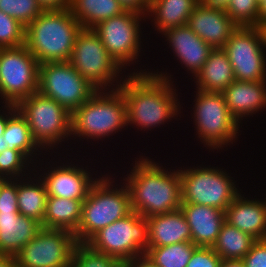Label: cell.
Instances as JSON below:
<instances>
[{
	"mask_svg": "<svg viewBox=\"0 0 266 267\" xmlns=\"http://www.w3.org/2000/svg\"><path fill=\"white\" fill-rule=\"evenodd\" d=\"M139 67L131 69L119 89L126 102L127 125L152 132L155 127L181 118L183 103L178 99L174 76L167 72V68L162 72L159 68L151 71V68L143 70L141 65Z\"/></svg>",
	"mask_w": 266,
	"mask_h": 267,
	"instance_id": "6da1fadb",
	"label": "cell"
},
{
	"mask_svg": "<svg viewBox=\"0 0 266 267\" xmlns=\"http://www.w3.org/2000/svg\"><path fill=\"white\" fill-rule=\"evenodd\" d=\"M151 159L136 157L127 177H121L130 193L132 211L145 218L177 211L182 203L179 167L166 169Z\"/></svg>",
	"mask_w": 266,
	"mask_h": 267,
	"instance_id": "7a4b0ae2",
	"label": "cell"
},
{
	"mask_svg": "<svg viewBox=\"0 0 266 267\" xmlns=\"http://www.w3.org/2000/svg\"><path fill=\"white\" fill-rule=\"evenodd\" d=\"M82 28L68 7L45 9L26 27L25 46L39 64L68 62Z\"/></svg>",
	"mask_w": 266,
	"mask_h": 267,
	"instance_id": "3957f363",
	"label": "cell"
},
{
	"mask_svg": "<svg viewBox=\"0 0 266 267\" xmlns=\"http://www.w3.org/2000/svg\"><path fill=\"white\" fill-rule=\"evenodd\" d=\"M102 174L99 172V179L83 201L81 220L74 234L77 243H86L100 229L132 212L130 193L125 183L120 180L118 184L114 175H109L110 172Z\"/></svg>",
	"mask_w": 266,
	"mask_h": 267,
	"instance_id": "277c9868",
	"label": "cell"
},
{
	"mask_svg": "<svg viewBox=\"0 0 266 267\" xmlns=\"http://www.w3.org/2000/svg\"><path fill=\"white\" fill-rule=\"evenodd\" d=\"M126 127L127 108L120 89L98 90L72 113L71 139L109 140Z\"/></svg>",
	"mask_w": 266,
	"mask_h": 267,
	"instance_id": "5b68a950",
	"label": "cell"
},
{
	"mask_svg": "<svg viewBox=\"0 0 266 267\" xmlns=\"http://www.w3.org/2000/svg\"><path fill=\"white\" fill-rule=\"evenodd\" d=\"M16 106L27 120L33 140L37 145L46 154L47 152L58 153V156H63L55 150L59 147L64 149L65 145L62 143H69L68 140L71 139L72 114L54 99L40 92L29 95Z\"/></svg>",
	"mask_w": 266,
	"mask_h": 267,
	"instance_id": "8992f818",
	"label": "cell"
},
{
	"mask_svg": "<svg viewBox=\"0 0 266 267\" xmlns=\"http://www.w3.org/2000/svg\"><path fill=\"white\" fill-rule=\"evenodd\" d=\"M196 90L191 116L197 140L200 139L201 144L210 149L208 151L217 149V153L226 147L228 149V145H235L240 138L238 136L241 135L240 126L243 125H240L229 112L221 92Z\"/></svg>",
	"mask_w": 266,
	"mask_h": 267,
	"instance_id": "52a82bcc",
	"label": "cell"
},
{
	"mask_svg": "<svg viewBox=\"0 0 266 267\" xmlns=\"http://www.w3.org/2000/svg\"><path fill=\"white\" fill-rule=\"evenodd\" d=\"M196 165L194 163L192 168L179 167L182 203L206 205L225 211L241 192L239 184L225 168L203 163Z\"/></svg>",
	"mask_w": 266,
	"mask_h": 267,
	"instance_id": "ba28073f",
	"label": "cell"
},
{
	"mask_svg": "<svg viewBox=\"0 0 266 267\" xmlns=\"http://www.w3.org/2000/svg\"><path fill=\"white\" fill-rule=\"evenodd\" d=\"M68 62L98 90L118 89L128 74L110 56L92 28L81 29Z\"/></svg>",
	"mask_w": 266,
	"mask_h": 267,
	"instance_id": "9c48e42d",
	"label": "cell"
},
{
	"mask_svg": "<svg viewBox=\"0 0 266 267\" xmlns=\"http://www.w3.org/2000/svg\"><path fill=\"white\" fill-rule=\"evenodd\" d=\"M141 22H146L145 14L125 10L119 15L101 21L92 28L101 39L107 52L123 71L131 65L138 64L141 61L139 56H143L141 55V51H143L141 49L144 48L142 47L143 33L141 31L144 28Z\"/></svg>",
	"mask_w": 266,
	"mask_h": 267,
	"instance_id": "30bf717a",
	"label": "cell"
},
{
	"mask_svg": "<svg viewBox=\"0 0 266 267\" xmlns=\"http://www.w3.org/2000/svg\"><path fill=\"white\" fill-rule=\"evenodd\" d=\"M85 244L96 252L125 262L145 254L148 248V223L135 211L96 232Z\"/></svg>",
	"mask_w": 266,
	"mask_h": 267,
	"instance_id": "8fae6325",
	"label": "cell"
},
{
	"mask_svg": "<svg viewBox=\"0 0 266 267\" xmlns=\"http://www.w3.org/2000/svg\"><path fill=\"white\" fill-rule=\"evenodd\" d=\"M38 78L39 62L25 45L0 48V105H17L38 92Z\"/></svg>",
	"mask_w": 266,
	"mask_h": 267,
	"instance_id": "7c38bea8",
	"label": "cell"
},
{
	"mask_svg": "<svg viewBox=\"0 0 266 267\" xmlns=\"http://www.w3.org/2000/svg\"><path fill=\"white\" fill-rule=\"evenodd\" d=\"M97 91L69 62L39 64L38 92L54 99L71 114Z\"/></svg>",
	"mask_w": 266,
	"mask_h": 267,
	"instance_id": "4fadbf2b",
	"label": "cell"
},
{
	"mask_svg": "<svg viewBox=\"0 0 266 267\" xmlns=\"http://www.w3.org/2000/svg\"><path fill=\"white\" fill-rule=\"evenodd\" d=\"M47 155L48 159L46 158L45 161L41 159L39 163L37 162L34 165V172L43 181L46 188L47 196H54V197L74 199V200H85L86 197L88 196L90 188L100 177L99 175L96 174L98 170L92 171L91 166L89 168V163L88 165H86V167L83 166V164L79 165L78 162L80 160L77 159H76L77 161L76 164H75L76 161H74L73 159L69 162L67 158H65V156L62 157V159L64 158V160H61V158L55 159L54 157H51V160L52 159L55 160L52 162L49 157L53 154L47 153ZM46 160L50 161L48 162ZM63 161L66 163H64ZM57 163L59 165H57ZM37 164L39 165L37 166ZM42 165L43 166L45 165V169Z\"/></svg>",
	"mask_w": 266,
	"mask_h": 267,
	"instance_id": "5bb4252c",
	"label": "cell"
},
{
	"mask_svg": "<svg viewBox=\"0 0 266 267\" xmlns=\"http://www.w3.org/2000/svg\"><path fill=\"white\" fill-rule=\"evenodd\" d=\"M238 81H266V48L260 27L239 26L223 47Z\"/></svg>",
	"mask_w": 266,
	"mask_h": 267,
	"instance_id": "9a60e30c",
	"label": "cell"
},
{
	"mask_svg": "<svg viewBox=\"0 0 266 267\" xmlns=\"http://www.w3.org/2000/svg\"><path fill=\"white\" fill-rule=\"evenodd\" d=\"M76 244L72 232L42 227L15 255L17 267H70Z\"/></svg>",
	"mask_w": 266,
	"mask_h": 267,
	"instance_id": "2e32d148",
	"label": "cell"
},
{
	"mask_svg": "<svg viewBox=\"0 0 266 267\" xmlns=\"http://www.w3.org/2000/svg\"><path fill=\"white\" fill-rule=\"evenodd\" d=\"M160 35L166 38V45L169 44L168 48L173 52V59L176 58L181 67L186 69L188 75L192 74L193 78L201 70L213 50L188 25L169 28Z\"/></svg>",
	"mask_w": 266,
	"mask_h": 267,
	"instance_id": "e0dca14e",
	"label": "cell"
},
{
	"mask_svg": "<svg viewBox=\"0 0 266 267\" xmlns=\"http://www.w3.org/2000/svg\"><path fill=\"white\" fill-rule=\"evenodd\" d=\"M187 25L213 49L223 48L239 27L224 10L200 2L191 13Z\"/></svg>",
	"mask_w": 266,
	"mask_h": 267,
	"instance_id": "ac0fdd59",
	"label": "cell"
},
{
	"mask_svg": "<svg viewBox=\"0 0 266 267\" xmlns=\"http://www.w3.org/2000/svg\"><path fill=\"white\" fill-rule=\"evenodd\" d=\"M244 193V194H242ZM240 192L224 211L225 222L245 232L256 240L266 239V194L265 198L245 197Z\"/></svg>",
	"mask_w": 266,
	"mask_h": 267,
	"instance_id": "d6986e66",
	"label": "cell"
},
{
	"mask_svg": "<svg viewBox=\"0 0 266 267\" xmlns=\"http://www.w3.org/2000/svg\"><path fill=\"white\" fill-rule=\"evenodd\" d=\"M221 94L229 112L240 125L243 119L253 117L259 111L263 113L266 108V81L234 80Z\"/></svg>",
	"mask_w": 266,
	"mask_h": 267,
	"instance_id": "ffe728a7",
	"label": "cell"
},
{
	"mask_svg": "<svg viewBox=\"0 0 266 267\" xmlns=\"http://www.w3.org/2000/svg\"><path fill=\"white\" fill-rule=\"evenodd\" d=\"M180 209L190 227L191 242L197 247H212L225 222L224 211L192 203H181Z\"/></svg>",
	"mask_w": 266,
	"mask_h": 267,
	"instance_id": "44dd1931",
	"label": "cell"
},
{
	"mask_svg": "<svg viewBox=\"0 0 266 267\" xmlns=\"http://www.w3.org/2000/svg\"><path fill=\"white\" fill-rule=\"evenodd\" d=\"M42 228L19 211H0V254L15 256Z\"/></svg>",
	"mask_w": 266,
	"mask_h": 267,
	"instance_id": "7402d4cb",
	"label": "cell"
},
{
	"mask_svg": "<svg viewBox=\"0 0 266 267\" xmlns=\"http://www.w3.org/2000/svg\"><path fill=\"white\" fill-rule=\"evenodd\" d=\"M148 247H162L180 242H191L190 227L181 209L146 218Z\"/></svg>",
	"mask_w": 266,
	"mask_h": 267,
	"instance_id": "603a6c76",
	"label": "cell"
},
{
	"mask_svg": "<svg viewBox=\"0 0 266 267\" xmlns=\"http://www.w3.org/2000/svg\"><path fill=\"white\" fill-rule=\"evenodd\" d=\"M236 80L233 67L223 48L213 49L201 70L194 77V85L202 91L222 92Z\"/></svg>",
	"mask_w": 266,
	"mask_h": 267,
	"instance_id": "cb8c5ba5",
	"label": "cell"
},
{
	"mask_svg": "<svg viewBox=\"0 0 266 267\" xmlns=\"http://www.w3.org/2000/svg\"><path fill=\"white\" fill-rule=\"evenodd\" d=\"M198 3L199 0H151L146 19L161 34L169 28L187 25Z\"/></svg>",
	"mask_w": 266,
	"mask_h": 267,
	"instance_id": "d4e9b609",
	"label": "cell"
},
{
	"mask_svg": "<svg viewBox=\"0 0 266 267\" xmlns=\"http://www.w3.org/2000/svg\"><path fill=\"white\" fill-rule=\"evenodd\" d=\"M46 200L45 185L35 172L29 177L17 179V204L21 215L31 217L42 224L46 212Z\"/></svg>",
	"mask_w": 266,
	"mask_h": 267,
	"instance_id": "484cf974",
	"label": "cell"
},
{
	"mask_svg": "<svg viewBox=\"0 0 266 267\" xmlns=\"http://www.w3.org/2000/svg\"><path fill=\"white\" fill-rule=\"evenodd\" d=\"M83 201L47 196L46 212L41 226L75 234L81 220Z\"/></svg>",
	"mask_w": 266,
	"mask_h": 267,
	"instance_id": "4316f807",
	"label": "cell"
},
{
	"mask_svg": "<svg viewBox=\"0 0 266 267\" xmlns=\"http://www.w3.org/2000/svg\"><path fill=\"white\" fill-rule=\"evenodd\" d=\"M3 137L6 147L21 151L33 165L41 160V155L42 158L46 155L33 140L27 120L18 109L8 118Z\"/></svg>",
	"mask_w": 266,
	"mask_h": 267,
	"instance_id": "83f0119b",
	"label": "cell"
},
{
	"mask_svg": "<svg viewBox=\"0 0 266 267\" xmlns=\"http://www.w3.org/2000/svg\"><path fill=\"white\" fill-rule=\"evenodd\" d=\"M68 8L83 28H93L125 11L118 0H70Z\"/></svg>",
	"mask_w": 266,
	"mask_h": 267,
	"instance_id": "f1b7e54d",
	"label": "cell"
},
{
	"mask_svg": "<svg viewBox=\"0 0 266 267\" xmlns=\"http://www.w3.org/2000/svg\"><path fill=\"white\" fill-rule=\"evenodd\" d=\"M256 241L251 235L224 222L212 248L222 260H242Z\"/></svg>",
	"mask_w": 266,
	"mask_h": 267,
	"instance_id": "f546056e",
	"label": "cell"
},
{
	"mask_svg": "<svg viewBox=\"0 0 266 267\" xmlns=\"http://www.w3.org/2000/svg\"><path fill=\"white\" fill-rule=\"evenodd\" d=\"M196 248L192 242H180L162 247H148L145 254L158 267H186Z\"/></svg>",
	"mask_w": 266,
	"mask_h": 267,
	"instance_id": "4dcf8cb0",
	"label": "cell"
},
{
	"mask_svg": "<svg viewBox=\"0 0 266 267\" xmlns=\"http://www.w3.org/2000/svg\"><path fill=\"white\" fill-rule=\"evenodd\" d=\"M33 172V163L21 151L8 148L0 153V178L19 179Z\"/></svg>",
	"mask_w": 266,
	"mask_h": 267,
	"instance_id": "1f68e13d",
	"label": "cell"
},
{
	"mask_svg": "<svg viewBox=\"0 0 266 267\" xmlns=\"http://www.w3.org/2000/svg\"><path fill=\"white\" fill-rule=\"evenodd\" d=\"M123 262L111 255L96 252L85 243H77L70 267H122Z\"/></svg>",
	"mask_w": 266,
	"mask_h": 267,
	"instance_id": "d6a6232c",
	"label": "cell"
},
{
	"mask_svg": "<svg viewBox=\"0 0 266 267\" xmlns=\"http://www.w3.org/2000/svg\"><path fill=\"white\" fill-rule=\"evenodd\" d=\"M0 10L27 27L45 9L37 0H0Z\"/></svg>",
	"mask_w": 266,
	"mask_h": 267,
	"instance_id": "836d02e7",
	"label": "cell"
},
{
	"mask_svg": "<svg viewBox=\"0 0 266 267\" xmlns=\"http://www.w3.org/2000/svg\"><path fill=\"white\" fill-rule=\"evenodd\" d=\"M226 13L238 26L259 27V0H231Z\"/></svg>",
	"mask_w": 266,
	"mask_h": 267,
	"instance_id": "e575fe53",
	"label": "cell"
},
{
	"mask_svg": "<svg viewBox=\"0 0 266 267\" xmlns=\"http://www.w3.org/2000/svg\"><path fill=\"white\" fill-rule=\"evenodd\" d=\"M26 27L0 10V48L25 45Z\"/></svg>",
	"mask_w": 266,
	"mask_h": 267,
	"instance_id": "d590c367",
	"label": "cell"
},
{
	"mask_svg": "<svg viewBox=\"0 0 266 267\" xmlns=\"http://www.w3.org/2000/svg\"><path fill=\"white\" fill-rule=\"evenodd\" d=\"M221 257L212 247H197L186 267H220Z\"/></svg>",
	"mask_w": 266,
	"mask_h": 267,
	"instance_id": "8d00e7d4",
	"label": "cell"
},
{
	"mask_svg": "<svg viewBox=\"0 0 266 267\" xmlns=\"http://www.w3.org/2000/svg\"><path fill=\"white\" fill-rule=\"evenodd\" d=\"M0 211H18L17 179H3L0 182Z\"/></svg>",
	"mask_w": 266,
	"mask_h": 267,
	"instance_id": "74e56055",
	"label": "cell"
},
{
	"mask_svg": "<svg viewBox=\"0 0 266 267\" xmlns=\"http://www.w3.org/2000/svg\"><path fill=\"white\" fill-rule=\"evenodd\" d=\"M242 260L245 267H266V239L257 240Z\"/></svg>",
	"mask_w": 266,
	"mask_h": 267,
	"instance_id": "f35d334b",
	"label": "cell"
},
{
	"mask_svg": "<svg viewBox=\"0 0 266 267\" xmlns=\"http://www.w3.org/2000/svg\"><path fill=\"white\" fill-rule=\"evenodd\" d=\"M125 10L147 14L151 0H118Z\"/></svg>",
	"mask_w": 266,
	"mask_h": 267,
	"instance_id": "ab89813d",
	"label": "cell"
},
{
	"mask_svg": "<svg viewBox=\"0 0 266 267\" xmlns=\"http://www.w3.org/2000/svg\"><path fill=\"white\" fill-rule=\"evenodd\" d=\"M3 110H2V108ZM0 107V137L3 136L8 118L17 110L14 104H2Z\"/></svg>",
	"mask_w": 266,
	"mask_h": 267,
	"instance_id": "60d3db41",
	"label": "cell"
},
{
	"mask_svg": "<svg viewBox=\"0 0 266 267\" xmlns=\"http://www.w3.org/2000/svg\"><path fill=\"white\" fill-rule=\"evenodd\" d=\"M122 267H158V266H156L152 262V260L146 254H144L123 262Z\"/></svg>",
	"mask_w": 266,
	"mask_h": 267,
	"instance_id": "b9f144b4",
	"label": "cell"
},
{
	"mask_svg": "<svg viewBox=\"0 0 266 267\" xmlns=\"http://www.w3.org/2000/svg\"><path fill=\"white\" fill-rule=\"evenodd\" d=\"M44 9H62L69 6L70 0H37Z\"/></svg>",
	"mask_w": 266,
	"mask_h": 267,
	"instance_id": "7bdbcfd3",
	"label": "cell"
},
{
	"mask_svg": "<svg viewBox=\"0 0 266 267\" xmlns=\"http://www.w3.org/2000/svg\"><path fill=\"white\" fill-rule=\"evenodd\" d=\"M230 1L231 0H199V2L203 5L224 11H226Z\"/></svg>",
	"mask_w": 266,
	"mask_h": 267,
	"instance_id": "ee69618b",
	"label": "cell"
},
{
	"mask_svg": "<svg viewBox=\"0 0 266 267\" xmlns=\"http://www.w3.org/2000/svg\"><path fill=\"white\" fill-rule=\"evenodd\" d=\"M0 267H17L15 256L0 254Z\"/></svg>",
	"mask_w": 266,
	"mask_h": 267,
	"instance_id": "f6af8a7d",
	"label": "cell"
},
{
	"mask_svg": "<svg viewBox=\"0 0 266 267\" xmlns=\"http://www.w3.org/2000/svg\"><path fill=\"white\" fill-rule=\"evenodd\" d=\"M266 24V0H259V27Z\"/></svg>",
	"mask_w": 266,
	"mask_h": 267,
	"instance_id": "bcb514c9",
	"label": "cell"
},
{
	"mask_svg": "<svg viewBox=\"0 0 266 267\" xmlns=\"http://www.w3.org/2000/svg\"><path fill=\"white\" fill-rule=\"evenodd\" d=\"M220 267H245L243 260H222Z\"/></svg>",
	"mask_w": 266,
	"mask_h": 267,
	"instance_id": "7dc6e473",
	"label": "cell"
},
{
	"mask_svg": "<svg viewBox=\"0 0 266 267\" xmlns=\"http://www.w3.org/2000/svg\"><path fill=\"white\" fill-rule=\"evenodd\" d=\"M8 149L6 147V142L3 136L0 137V153H2L4 150Z\"/></svg>",
	"mask_w": 266,
	"mask_h": 267,
	"instance_id": "c3c4849f",
	"label": "cell"
},
{
	"mask_svg": "<svg viewBox=\"0 0 266 267\" xmlns=\"http://www.w3.org/2000/svg\"><path fill=\"white\" fill-rule=\"evenodd\" d=\"M261 31H262V35H263V39H264V45H265V48H266V24L262 25L260 27Z\"/></svg>",
	"mask_w": 266,
	"mask_h": 267,
	"instance_id": "681fc988",
	"label": "cell"
}]
</instances>
